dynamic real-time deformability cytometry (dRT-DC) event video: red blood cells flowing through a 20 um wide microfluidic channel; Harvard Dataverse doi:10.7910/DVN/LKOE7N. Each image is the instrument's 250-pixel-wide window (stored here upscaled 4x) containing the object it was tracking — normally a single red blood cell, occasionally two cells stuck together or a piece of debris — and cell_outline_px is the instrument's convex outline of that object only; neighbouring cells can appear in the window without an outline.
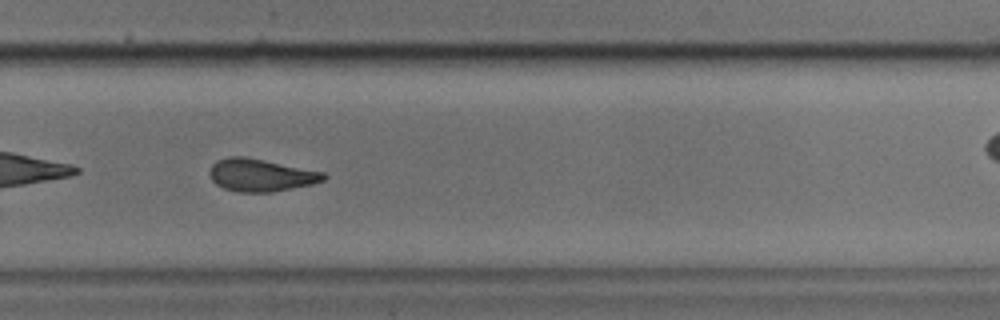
{"species": "common noctule bat (a hibernating species)", "species_latin": "Nyctalus noctula", "temperature_condition": "cold", "stored_images_in_passage": 35, "camera_frame_rate_fps": 3000, "um_per_image_px": 0.085, "animal": {"sex": "male", "body_mass_g": 17.9, "forearm_length_mm": 54.2}, "frame": {"image": 1, "passage_image": 20, "time_ms": 6.333, "image_size_px": [1000, 320], "cell_outline_px": [[328, 176], [324, 180], [312, 184], [272, 192], [240, 192], [224, 188], [216, 184], [212, 180], [208, 172], [212, 164], [216, 160], [228, 156], [244, 156], [324, 172]], "centroid_in_image_um": [22.14, 14.88], "position_along_channel_um": 307.7, "area_um2": 21.62}}